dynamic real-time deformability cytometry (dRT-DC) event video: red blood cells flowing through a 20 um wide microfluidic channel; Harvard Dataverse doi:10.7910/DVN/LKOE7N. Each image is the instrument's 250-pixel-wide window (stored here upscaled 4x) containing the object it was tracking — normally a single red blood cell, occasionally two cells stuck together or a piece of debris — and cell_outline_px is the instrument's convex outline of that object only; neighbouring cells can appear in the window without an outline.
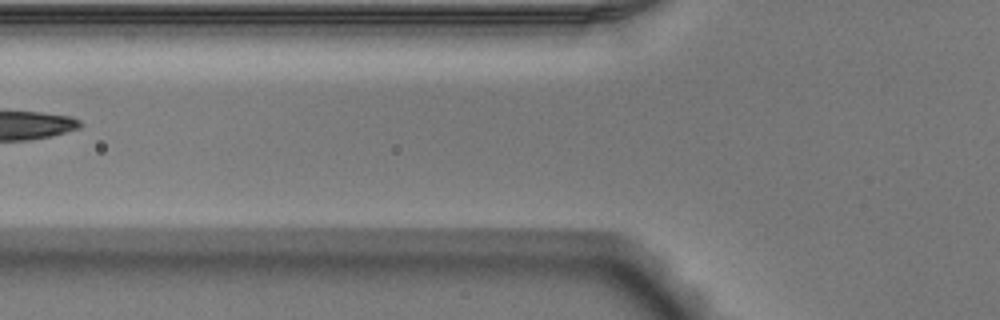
{"species": "Egyptian fruit bat (a non-hibernating species)", "species_latin": "Rousettus aegyptiacus", "temperature_condition": "warm", "stored_images_in_passage": 2, "camera_frame_rate_fps": 3000, "um_per_image_px": 0.085, "animal": {"sex": "male"}, "frame": {"image": 1, "passage_image": 2, "time_ms": 0.333, "image_size_px": [1000, 320], "cell_outline_px": [[672, 304], [668, 304], [588, 264], [588, 260], [596, 256], [600, 256], [624, 260], [660, 284], [672, 296]], "centroid_in_image_um": [53.64, 23.52], "position_along_channel_um": 72.2, "area_um2": 10.0}}